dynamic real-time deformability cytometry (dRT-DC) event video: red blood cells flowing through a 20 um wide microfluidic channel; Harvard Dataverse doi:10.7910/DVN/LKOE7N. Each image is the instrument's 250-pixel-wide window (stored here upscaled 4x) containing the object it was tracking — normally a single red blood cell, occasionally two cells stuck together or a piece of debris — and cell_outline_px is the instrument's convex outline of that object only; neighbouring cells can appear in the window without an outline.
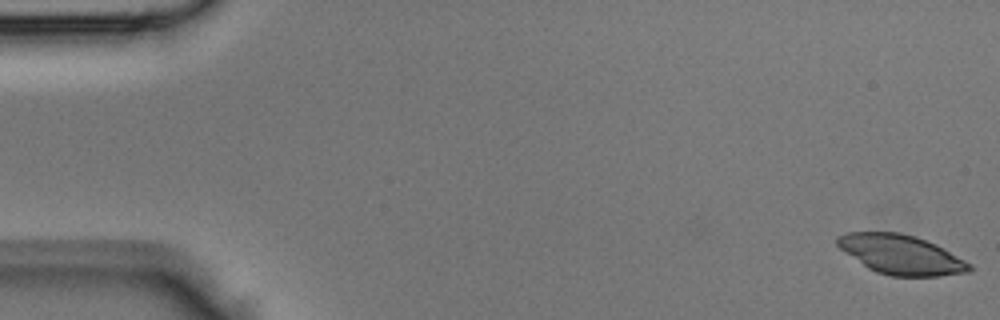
{"species": "Egyptian fruit bat (a non-hibernating species)", "species_latin": "Rousettus aegyptiacus", "temperature_condition": "room temperature", "stored_images_in_passage": 45, "camera_frame_rate_fps": 3000, "um_per_image_px": 0.085, "animal": {"sex": "male"}, "frame": {"image": 1, "passage_image": 1, "time_ms": 0.0, "image_size_px": [1000, 320], "cell_outline_px": [[972, 268], [968, 272], [940, 276], [892, 276], [876, 272], [868, 268], [840, 248], [836, 244], [836, 236], [848, 232], [900, 232], [916, 236], [936, 244], [972, 264]], "centroid_in_image_um": [76.59, 21.63], "position_along_channel_um": 8.4, "area_um2": 30.29}}